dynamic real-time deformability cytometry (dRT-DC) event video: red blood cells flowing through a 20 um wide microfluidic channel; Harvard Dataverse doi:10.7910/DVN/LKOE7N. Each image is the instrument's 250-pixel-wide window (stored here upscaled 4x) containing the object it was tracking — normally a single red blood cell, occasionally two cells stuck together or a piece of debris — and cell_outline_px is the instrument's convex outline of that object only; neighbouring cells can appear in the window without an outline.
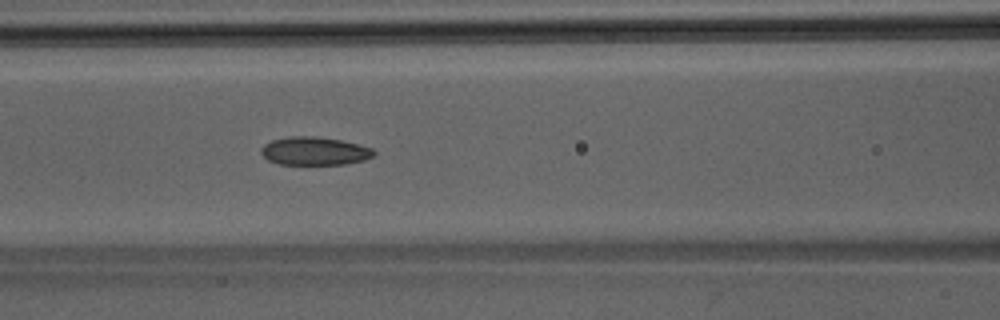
{"species": "Egyptian fruit bat (a non-hibernating species)", "species_latin": "Rousettus aegyptiacus", "temperature_condition": "room temperature", "stored_images_in_passage": 47, "camera_frame_rate_fps": 3000, "um_per_image_px": 0.085, "animal": {"sex": "male"}, "frame": {"image": 1, "passage_image": 21, "time_ms": 6.667, "image_size_px": [1000, 320], "cell_outline_px": [[376, 152], [372, 156], [364, 160], [344, 164], [280, 164], [268, 160], [260, 152], [260, 148], [264, 144], [272, 140], [288, 136], [316, 136], [340, 140], [372, 148]], "centroid_in_image_um": [26.7, 12.83], "position_along_channel_um": 139.9, "area_um2": 18.44}}
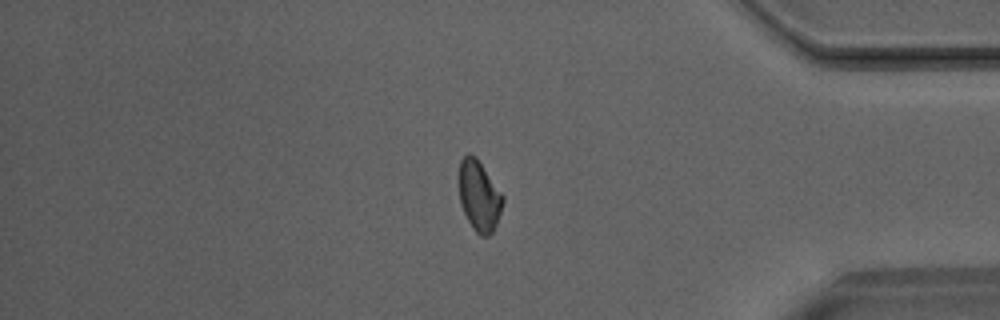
{"frame": {"image": 2, "passage_image": 40, "time_ms": 13.0, "image_size_px": [1000, 320], "cell_outline_px": [[504, 204], [496, 224], [492, 232], [488, 236], [480, 236], [472, 228], [460, 204], [460, 160], [468, 152], [476, 156], [504, 196]], "centroid_in_image_um": [40.74, 16.65], "position_along_channel_um": 394.5, "area_um2": 17.98}}
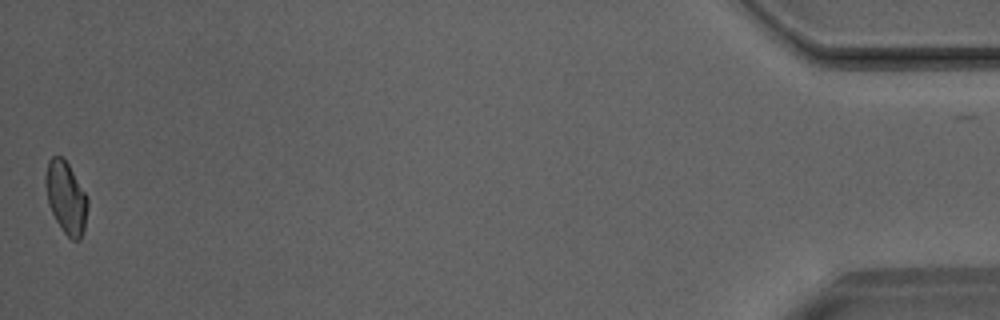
{"frame": {"image": 3, "passage_image": 47, "time_ms": 15.333, "image_size_px": [1000, 320], "cell_outline_px": [[88, 204], [84, 228], [80, 240], [72, 240], [64, 232], [56, 220], [48, 204], [44, 184], [44, 176], [48, 160], [52, 156], [60, 156], [68, 164], [88, 196]], "centroid_in_image_um": [5.6, 16.77], "position_along_channel_um": 429.6, "area_um2": 17.74}}